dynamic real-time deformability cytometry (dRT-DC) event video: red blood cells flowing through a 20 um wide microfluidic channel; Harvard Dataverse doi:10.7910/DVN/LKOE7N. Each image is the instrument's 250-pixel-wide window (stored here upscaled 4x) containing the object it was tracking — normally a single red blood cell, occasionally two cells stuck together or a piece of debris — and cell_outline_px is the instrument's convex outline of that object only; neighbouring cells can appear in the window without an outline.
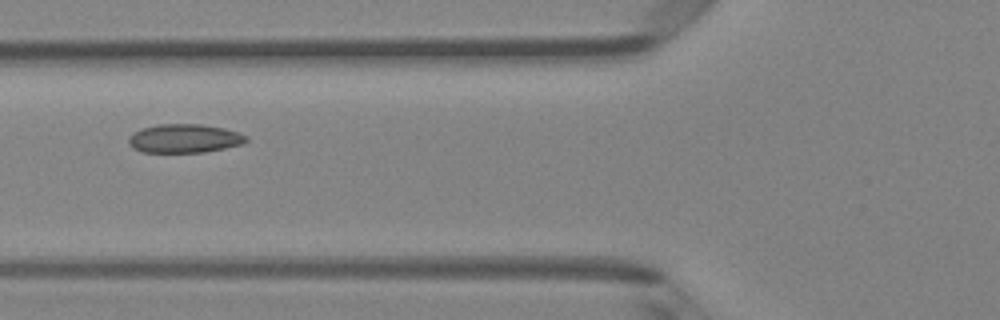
{"species": "Egyptian fruit bat (a non-hibernating species)", "species_latin": "Rousettus aegyptiacus", "temperature_condition": "room temperature", "stored_images_in_passage": 5, "camera_frame_rate_fps": 3000, "um_per_image_px": 0.085, "animal": {"sex": "female"}, "frame": {"image": 1, "passage_image": 5, "time_ms": 4.667, "image_size_px": [1000, 320], "cell_outline_px": [[248, 140], [240, 144], [224, 148], [204, 152], [140, 152], [132, 148], [128, 144], [128, 136], [132, 132], [140, 128], [160, 124], [200, 124], [224, 128], [248, 136]], "centroid_in_image_um": [15.6, 11.76], "position_along_channel_um": 110.2, "area_um2": 19.77}}